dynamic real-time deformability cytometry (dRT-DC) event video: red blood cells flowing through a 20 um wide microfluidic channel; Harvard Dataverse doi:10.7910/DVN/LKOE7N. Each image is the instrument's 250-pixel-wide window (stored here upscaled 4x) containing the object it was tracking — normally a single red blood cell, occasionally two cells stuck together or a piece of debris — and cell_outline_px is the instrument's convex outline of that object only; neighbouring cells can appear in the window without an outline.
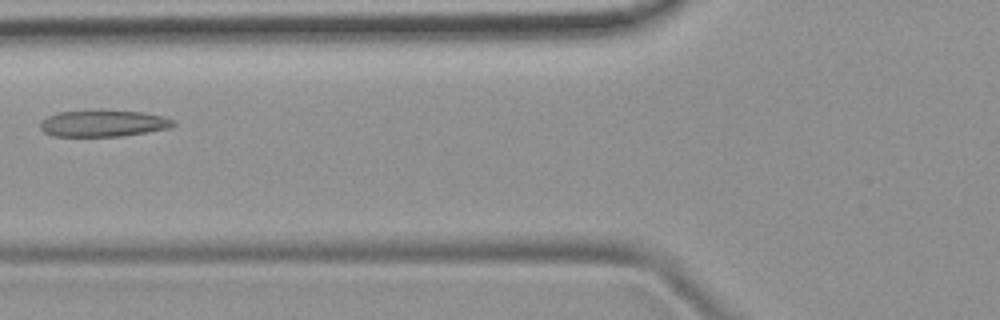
{"species": "common noctule bat (a hibernating species)", "species_latin": "Nyctalus noctula", "temperature_condition": "room temperature", "stored_images_in_passage": 6, "camera_frame_rate_fps": 3000, "um_per_image_px": 0.085, "animal": {"sex": "female", "body_mass_g": 19.9}, "frame": {"image": 1, "passage_image": 4, "time_ms": 3.667, "image_size_px": [1000, 320], "cell_outline_px": [[176, 124], [168, 128], [124, 136], [52, 136], [44, 132], [40, 128], [40, 124], [48, 116], [60, 112], [144, 112], [164, 116], [176, 120]], "centroid_in_image_um": [8.83, 10.52], "position_along_channel_um": 117.0, "area_um2": 20.0}}
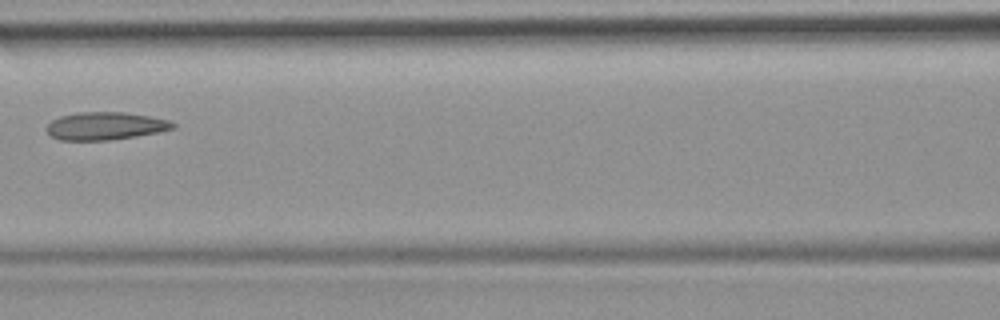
{"frame": {"image": 2, "passage_image": 5, "time_ms": 4.667, "image_size_px": [1000, 320], "cell_outline_px": [[176, 128], [160, 132], [112, 140], [60, 140], [52, 136], [44, 128], [52, 120], [60, 116], [76, 112], [124, 112], [148, 116], [168, 120], [176, 124]], "centroid_in_image_um": [8.95, 10.71], "position_along_channel_um": 157.6, "area_um2": 20.52}}
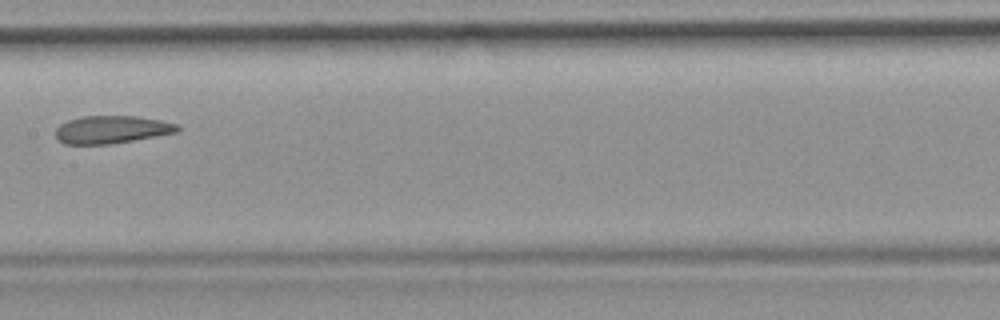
{"frame": {"image": 3, "passage_image": 6, "time_ms": 5.667, "image_size_px": [1000, 320], "cell_outline_px": [[180, 132], [112, 144], [64, 144], [56, 140], [56, 128], [60, 124], [68, 120], [80, 116], [136, 116], [160, 120], [176, 124], [180, 128]], "centroid_in_image_um": [9.48, 11.02], "position_along_channel_um": 197.9, "area_um2": 19.88}}